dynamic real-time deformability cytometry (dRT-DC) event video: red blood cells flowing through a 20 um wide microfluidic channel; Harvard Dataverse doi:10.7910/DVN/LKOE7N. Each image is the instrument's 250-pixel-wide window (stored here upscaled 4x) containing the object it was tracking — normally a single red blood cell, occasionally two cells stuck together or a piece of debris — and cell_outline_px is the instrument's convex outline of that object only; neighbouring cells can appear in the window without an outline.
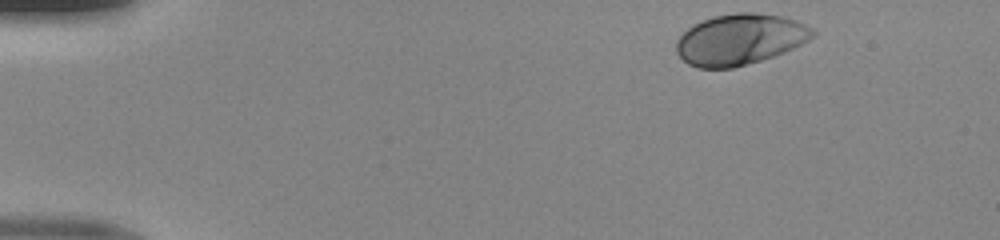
{"species": "human", "species_latin": "Homo sapiens", "temperature_condition": "room temperature", "stored_images_in_passage": 38, "camera_frame_rate_fps": 3000, "um_per_image_px": 0.085, "donor": {"sex": "male"}, "frame": {"image": 1, "passage_image": 1, "time_ms": 0.0, "image_size_px": [1000, 240], "cell_outline_px": [[816, 36], [784, 52], [760, 60], [732, 68], [700, 68], [688, 64], [676, 52], [676, 40], [692, 24], [712, 16], [736, 12], [756, 12], [780, 16], [796, 20], [812, 28], [816, 32]], "centroid_in_image_um": [62.88, 3.33], "position_along_channel_um": 22.1, "area_um2": 40.4}}
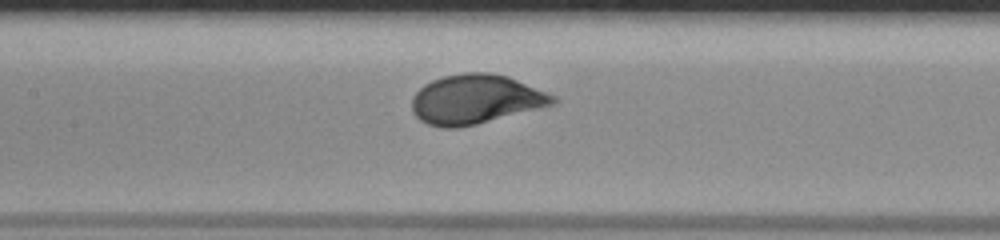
{"frame": {"image": 2, "passage_image": 19, "time_ms": 6.0, "image_size_px": [1000, 240], "cell_outline_px": [[560, 100], [556, 104], [476, 124], [456, 128], [440, 128], [428, 124], [420, 120], [412, 112], [412, 96], [424, 84], [432, 80], [444, 76], [464, 72], [492, 72], [508, 76], [556, 96]], "centroid_in_image_um": [40.43, 8.44], "position_along_channel_um": 167.0, "area_um2": 40.75}}
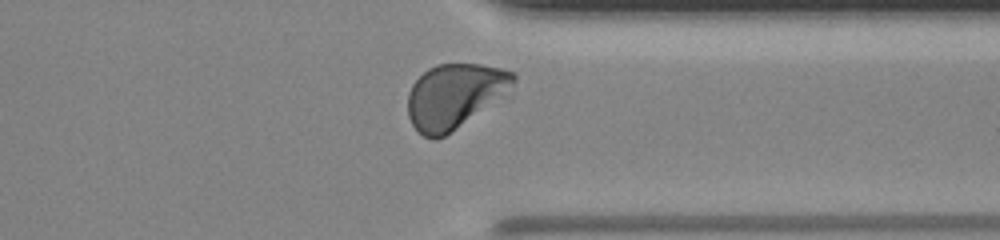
{"frame": {"image": 3, "passage_image": 34, "time_ms": 11.0, "image_size_px": [1000, 240], "cell_outline_px": [[516, 80], [512, 96], [444, 136], [436, 140], [432, 140], [424, 136], [412, 124], [408, 116], [408, 92], [412, 84], [428, 68], [436, 64], [480, 64], [504, 68], [516, 72]], "centroid_in_image_um": [38.78, 8.16], "position_along_channel_um": 372.6, "area_um2": 41.27}}